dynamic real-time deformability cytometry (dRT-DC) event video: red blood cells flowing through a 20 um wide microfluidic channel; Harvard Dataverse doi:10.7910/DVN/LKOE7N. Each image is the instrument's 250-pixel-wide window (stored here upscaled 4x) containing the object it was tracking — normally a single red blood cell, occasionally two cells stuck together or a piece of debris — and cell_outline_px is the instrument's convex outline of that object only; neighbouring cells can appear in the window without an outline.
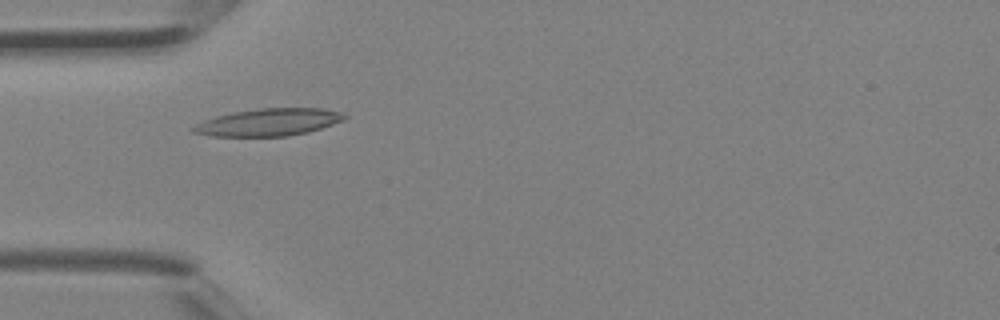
{"species": "Egyptian fruit bat (a non-hibernating species)", "species_latin": "Rousettus aegyptiacus", "temperature_condition": "room temperature", "stored_images_in_passage": 2, "camera_frame_rate_fps": 3000, "um_per_image_px": 0.085, "animal": {"sex": "female"}, "frame": {"image": 1, "passage_image": 1, "time_ms": 0.0, "image_size_px": [1000, 320], "cell_outline_px": [[348, 116], [344, 120], [308, 132], [288, 136], [212, 136], [192, 132], [192, 128], [196, 124], [204, 120], [216, 116], [232, 112], [260, 108], [324, 108], [344, 112]], "centroid_in_image_um": [22.87, 10.38], "position_along_channel_um": 62.1, "area_um2": 24.1}}
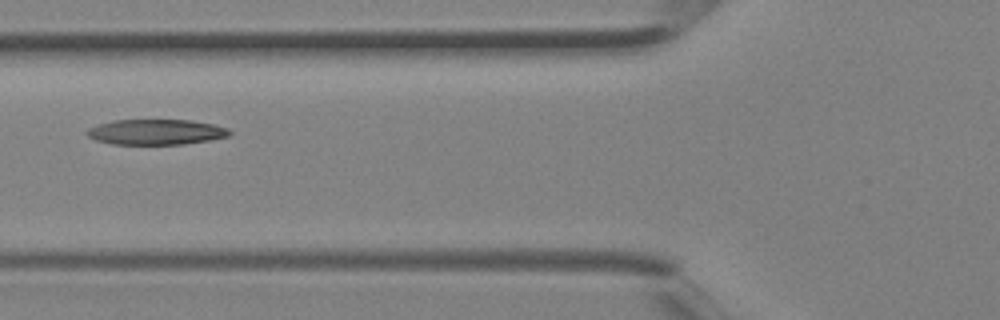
{"frame": {"image": 2, "passage_image": 2, "time_ms": 0.333, "image_size_px": [1000, 320], "cell_outline_px": [[232, 132], [228, 136], [208, 140], [184, 144], [112, 144], [96, 140], [88, 136], [84, 132], [88, 128], [96, 124], [112, 120], [192, 120], [212, 124], [228, 128]], "centroid_in_image_um": [13.22, 11.21], "position_along_channel_um": 112.6, "area_um2": 21.15}}